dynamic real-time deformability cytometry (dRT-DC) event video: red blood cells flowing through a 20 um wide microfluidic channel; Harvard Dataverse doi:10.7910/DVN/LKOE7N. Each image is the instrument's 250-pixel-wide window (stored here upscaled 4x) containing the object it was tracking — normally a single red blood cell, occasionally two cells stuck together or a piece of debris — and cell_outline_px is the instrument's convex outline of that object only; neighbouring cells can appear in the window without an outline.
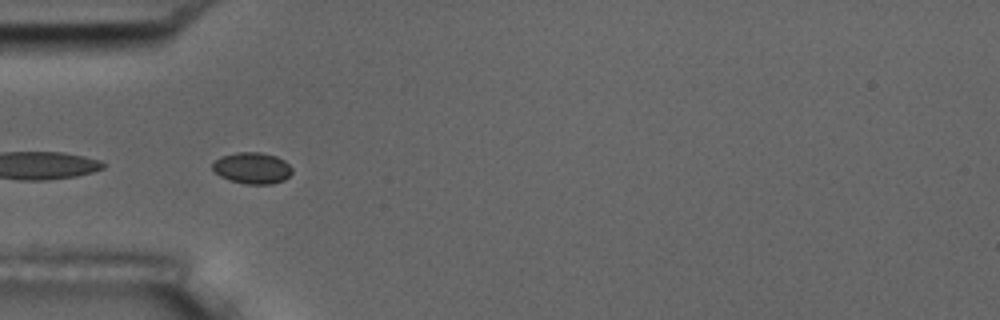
{"species": "common noctule bat (a hibernating species)", "species_latin": "Nyctalus noctula", "temperature_condition": "room temperature", "stored_images_in_passage": 21, "camera_frame_rate_fps": 3000, "um_per_image_px": 0.085, "animal": {"sex": "male", "body_mass_g": 17.5, "forearm_length_mm": 52.3}, "frame": {"image": 1, "passage_image": 18, "time_ms": 5.667, "image_size_px": [1000, 320], "cell_outline_px": [[292, 172], [284, 180], [272, 184], [244, 184], [228, 180], [220, 176], [212, 168], [212, 164], [220, 156], [236, 152], [260, 152], [276, 156], [284, 160], [292, 168]], "centroid_in_image_um": [21.43, 14.28], "position_along_channel_um": 63.6, "area_um2": 14.62}}